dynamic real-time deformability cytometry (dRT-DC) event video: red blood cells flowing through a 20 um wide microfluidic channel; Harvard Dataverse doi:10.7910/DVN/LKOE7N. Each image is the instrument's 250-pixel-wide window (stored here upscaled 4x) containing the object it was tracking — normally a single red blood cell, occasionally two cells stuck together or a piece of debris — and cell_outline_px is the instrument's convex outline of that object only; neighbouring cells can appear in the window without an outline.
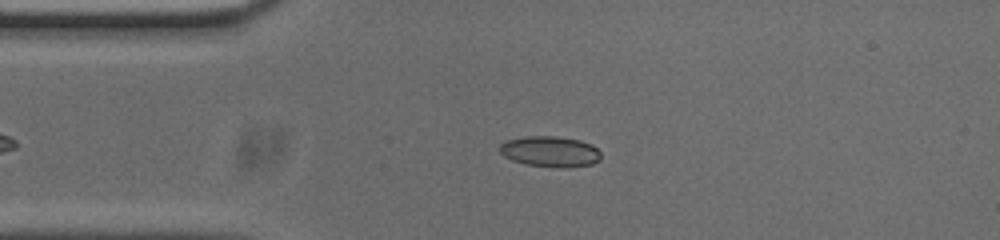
{"species": "common noctule bat (a hibernating species)", "species_latin": "Nyctalus noctula", "temperature_condition": "cold", "stored_images_in_passage": 51, "camera_frame_rate_fps": 3000, "um_per_image_px": 0.085, "animal": {"sex": "male", "body_mass_g": 20.0, "forearm_length_mm": 53.3}, "frame": {"image": 1, "passage_image": 9, "time_ms": 2.667, "image_size_px": [1000, 240], "cell_outline_px": [[600, 160], [592, 164], [568, 168], [560, 168], [524, 164], [512, 160], [504, 156], [500, 152], [500, 144], [508, 140], [524, 136], [556, 136], [580, 140], [592, 144], [600, 152]], "centroid_in_image_um": [46.78, 12.89], "position_along_channel_um": 38.2, "area_um2": 18.26}}
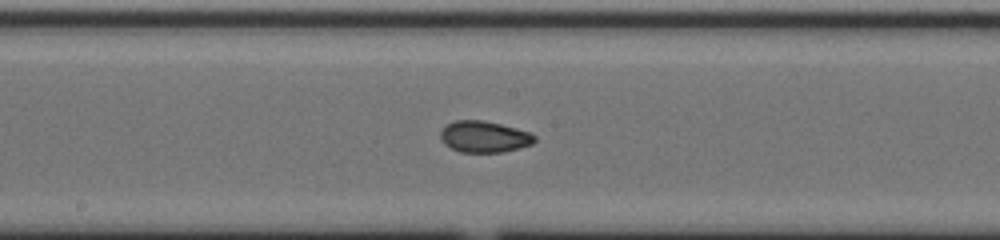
{"frame": {"image": 2, "passage_image": 24, "time_ms": 7.667, "image_size_px": [1000, 240], "cell_outline_px": [[536, 140], [532, 144], [504, 152], [460, 152], [444, 144], [440, 136], [440, 132], [448, 124], [456, 120], [480, 120], [500, 124], [532, 132], [536, 136]], "centroid_in_image_um": [41.19, 11.62], "position_along_channel_um": 207.0, "area_um2": 17.17}}
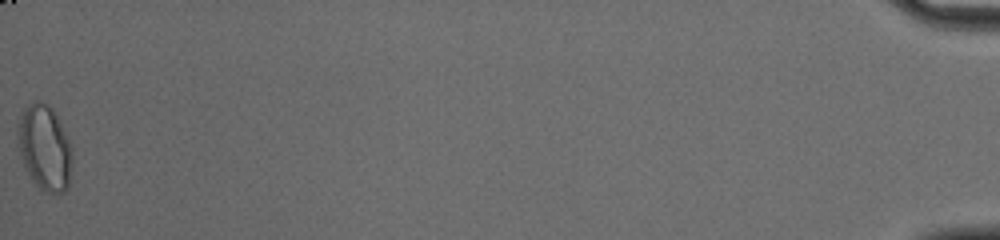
{"frame": {"image": 3, "passage_image": 51, "time_ms": 16.667, "image_size_px": [1000, 240], "cell_outline_px": [[72, 160], [68, 188], [64, 192], [56, 196], [40, 192], [24, 168], [16, 144], [16, 128], [20, 116], [24, 108], [32, 100], [40, 100], [48, 104], [52, 108], [68, 136], [72, 144]], "centroid_in_image_um": [3.77, 12.59], "position_along_channel_um": 431.4, "area_um2": 28.32}, "authors_computed_cell_mechanics": {"area_um2": 17.1666, "velocity_mm_per_s": 3.7483, "shape_relaxation_time_tau1_ms": null, "shape_relaxation_time_tau2_ms": 2.1822, "deformation_change_tau1": null, "deformation_change_tau2": 0.0494}}